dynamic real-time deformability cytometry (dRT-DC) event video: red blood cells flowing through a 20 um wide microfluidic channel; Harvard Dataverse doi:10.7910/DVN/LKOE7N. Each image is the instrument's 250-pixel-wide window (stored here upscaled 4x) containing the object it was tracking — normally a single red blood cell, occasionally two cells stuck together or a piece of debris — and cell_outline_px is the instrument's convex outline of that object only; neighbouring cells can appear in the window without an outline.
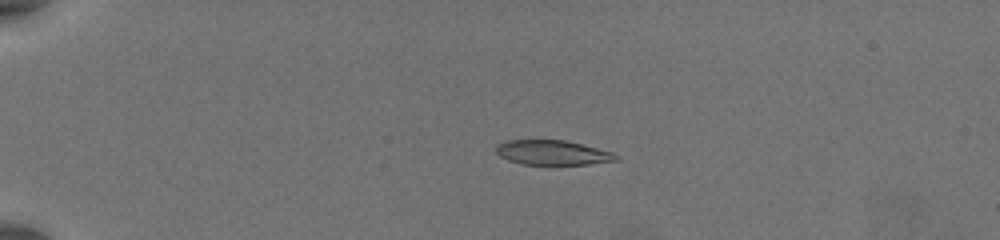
{"species": "common noctule bat (a hibernating species)", "species_latin": "Nyctalus noctula", "temperature_condition": "warm", "stored_images_in_passage": 55, "camera_frame_rate_fps": 3000, "um_per_image_px": 0.085, "animal": {"sex": "female", "body_mass_g": 19.5, "forearm_length_mm": 54.1}, "frame": {"image": 1, "passage_image": 13, "time_ms": 4.0, "image_size_px": [1000, 240], "cell_outline_px": [[620, 160], [588, 164], [520, 164], [508, 160], [500, 156], [496, 152], [496, 148], [500, 144], [508, 140], [564, 140], [612, 152], [620, 156]], "centroid_in_image_um": [46.99, 12.98], "position_along_channel_um": 38.0, "area_um2": 17.05}}
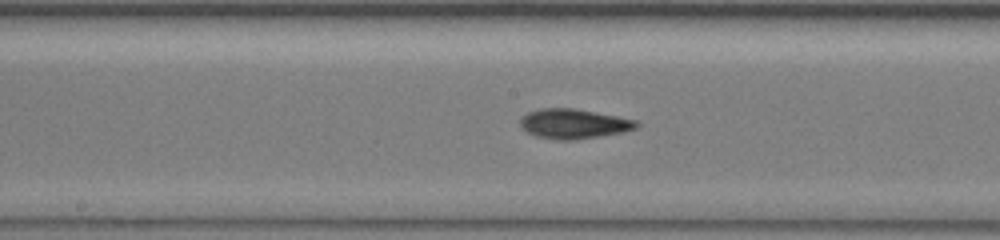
{"frame": {"image": 2, "passage_image": 31, "time_ms": 10.0, "image_size_px": [1000, 240], "cell_outline_px": [[640, 124], [636, 128], [624, 132], [576, 140], [556, 140], [536, 136], [528, 132], [520, 124], [520, 120], [528, 112], [540, 108], [572, 108], [616, 116], [636, 120]], "centroid_in_image_um": [48.78, 10.53], "position_along_channel_um": 199.4, "area_um2": 20.0}}
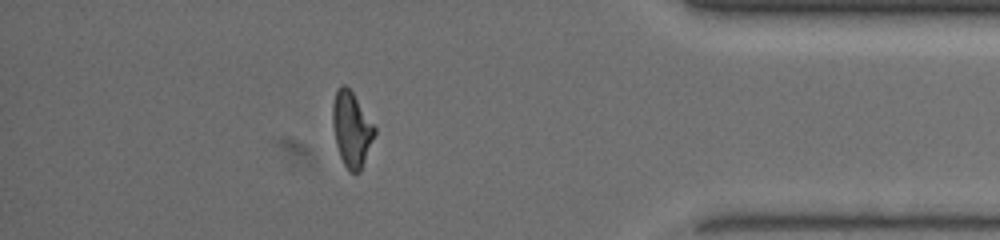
{"frame": {"image": 3, "passage_image": 49, "time_ms": 16.0, "image_size_px": [1000, 240], "cell_outline_px": [[376, 132], [360, 172], [348, 172], [340, 156], [336, 144], [332, 124], [332, 104], [336, 88], [340, 84], [344, 84], [352, 92], [376, 128]], "centroid_in_image_um": [29.86, 10.97], "position_along_channel_um": 405.3, "area_um2": 18.32}, "authors_computed_cell_mechanics": {"area_um2": 18.7272, "velocity_mm_per_s": 3.8831, "shape_relaxation_time_tau1_ms": 7.0673, "shape_relaxation_time_tau2_ms": 2.6876, "deformation_change_tau1": 0.2056, "deformation_change_tau2": 0.0996}}